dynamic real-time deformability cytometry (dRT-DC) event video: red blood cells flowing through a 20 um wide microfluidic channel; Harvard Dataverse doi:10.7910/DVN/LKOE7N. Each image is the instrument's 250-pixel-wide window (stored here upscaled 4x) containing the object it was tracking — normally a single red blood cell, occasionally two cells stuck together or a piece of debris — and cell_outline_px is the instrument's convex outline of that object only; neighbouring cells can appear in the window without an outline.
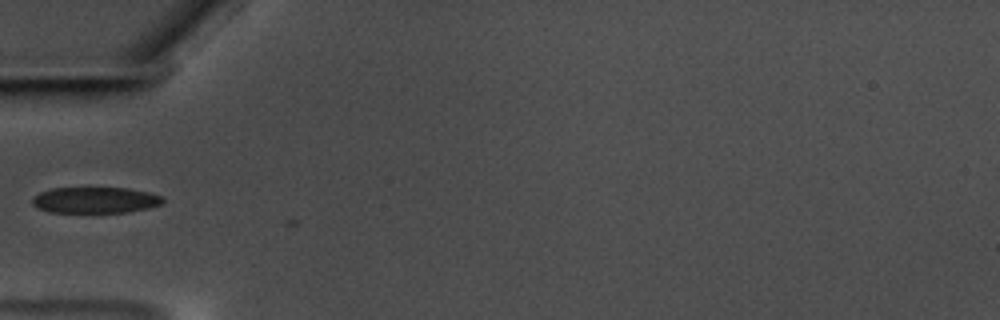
{"species": "common noctule bat (a hibernating species)", "species_latin": "Nyctalus noctula", "temperature_condition": "warm", "stored_images_in_passage": 3, "camera_frame_rate_fps": 3000, "um_per_image_px": 0.085, "animal": {"sex": "male", "body_mass_g": 17.5, "forearm_length_mm": 52.3}, "frame": {"image": 1, "passage_image": 2, "time_ms": 0.333, "image_size_px": [1000, 320], "cell_outline_px": [[164, 200], [160, 204], [148, 208], [124, 212], [52, 212], [36, 208], [32, 204], [32, 196], [40, 192], [52, 188], [128, 188], [148, 192], [160, 196]], "centroid_in_image_um": [8.04, 17.0], "position_along_channel_um": 77.0, "area_um2": 19.71}}